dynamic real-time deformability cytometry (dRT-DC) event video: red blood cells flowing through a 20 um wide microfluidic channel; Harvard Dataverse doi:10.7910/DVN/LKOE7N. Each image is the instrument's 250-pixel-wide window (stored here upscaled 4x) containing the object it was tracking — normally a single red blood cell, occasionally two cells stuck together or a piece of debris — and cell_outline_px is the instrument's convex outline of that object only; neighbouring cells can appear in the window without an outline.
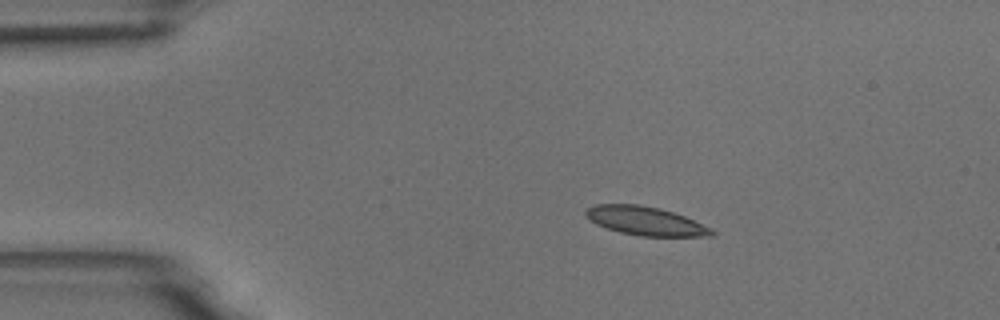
{"species": "common noctule bat (a hibernating species)", "species_latin": "Nyctalus noctula", "temperature_condition": "room temperature", "stored_images_in_passage": 4, "camera_frame_rate_fps": 3000, "um_per_image_px": 0.085, "animal": {"sex": "male", "body_mass_g": 18.8}, "frame": {"image": 1, "passage_image": 2, "time_ms": 0.333, "image_size_px": [1000, 320], "cell_outline_px": [[716, 232], [712, 236], [640, 236], [620, 232], [596, 224], [588, 220], [584, 212], [588, 208], [596, 204], [636, 204], [660, 208], [684, 216], [712, 228]], "centroid_in_image_um": [54.86, 18.78], "position_along_channel_um": 30.1, "area_um2": 20.98}}